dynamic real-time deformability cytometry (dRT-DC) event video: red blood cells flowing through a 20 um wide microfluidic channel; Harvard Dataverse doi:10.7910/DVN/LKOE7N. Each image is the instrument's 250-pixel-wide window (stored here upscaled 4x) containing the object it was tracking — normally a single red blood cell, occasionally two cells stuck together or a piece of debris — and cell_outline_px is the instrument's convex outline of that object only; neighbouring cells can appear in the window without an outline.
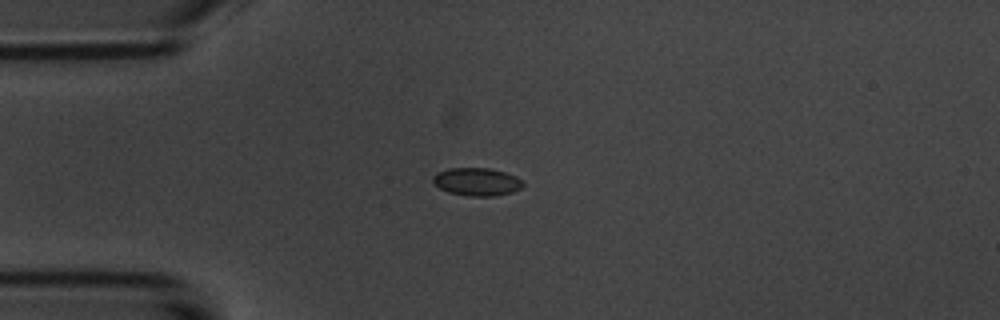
{"species": "common noctule bat (a hibernating species)", "species_latin": "Nyctalus noctula", "temperature_condition": "room temperature", "stored_images_in_passage": 8, "camera_frame_rate_fps": 3000, "um_per_image_px": 0.085, "animal": {"sex": "male", "body_mass_g": 20.1, "forearm_length_mm": 53.5}, "frame": {"image": 1, "passage_image": 3, "time_ms": 3.333, "image_size_px": [1000, 320], "cell_outline_px": [[524, 184], [520, 188], [512, 192], [492, 196], [468, 196], [448, 192], [440, 188], [432, 180], [432, 176], [436, 172], [448, 168], [488, 168], [504, 172], [516, 176]], "centroid_in_image_um": [40.5, 15.44], "position_along_channel_um": 44.5, "area_um2": 14.57}}
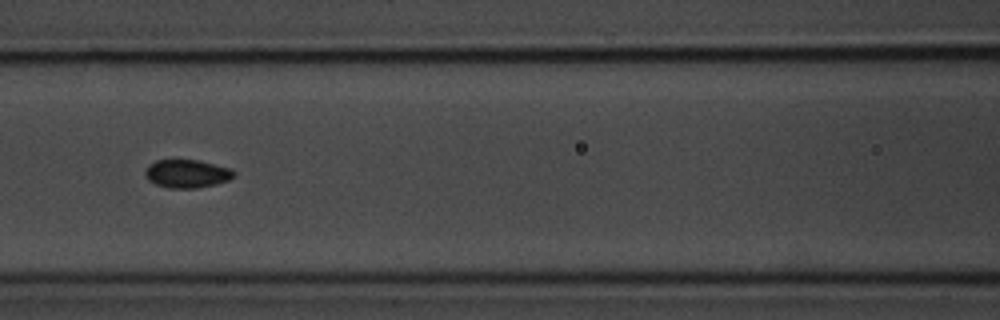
{"frame": {"image": 2, "passage_image": 6, "time_ms": 6.667, "image_size_px": [1000, 320], "cell_outline_px": [[236, 176], [228, 180], [216, 184], [196, 188], [168, 188], [156, 184], [148, 180], [144, 176], [144, 172], [148, 164], [156, 160], [200, 160], [232, 168], [236, 172]], "centroid_in_image_um": [15.91, 14.75], "position_along_channel_um": 150.7, "area_um2": 14.85}}
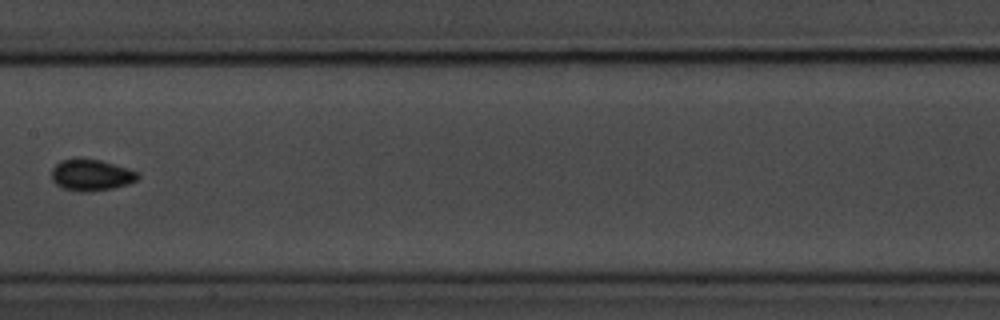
{"frame": {"image": 3, "passage_image": 7, "time_ms": 8.0, "image_size_px": [1000, 320], "cell_outline_px": [[140, 176], [136, 180], [128, 184], [112, 188], [88, 192], [80, 192], [64, 188], [56, 184], [52, 180], [52, 168], [60, 160], [76, 156], [80, 156], [100, 160], [128, 168], [140, 172]], "centroid_in_image_um": [7.74, 14.84], "position_along_channel_um": 199.7, "area_um2": 16.18}}